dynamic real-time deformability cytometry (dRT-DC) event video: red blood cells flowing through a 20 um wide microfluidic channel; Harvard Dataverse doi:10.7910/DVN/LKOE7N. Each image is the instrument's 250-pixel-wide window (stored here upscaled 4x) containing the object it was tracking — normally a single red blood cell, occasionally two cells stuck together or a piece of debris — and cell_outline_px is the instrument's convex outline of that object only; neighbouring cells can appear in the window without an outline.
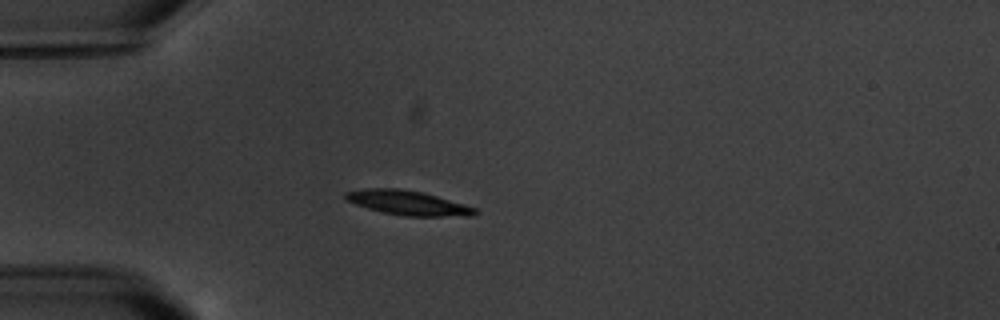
{"species": "common noctule bat (a hibernating species)", "species_latin": "Nyctalus noctula", "temperature_condition": "warm", "stored_images_in_passage": 1, "camera_frame_rate_fps": 3000, "um_per_image_px": 0.085, "animal": {"sex": "male", "body_mass_g": 20.1, "forearm_length_mm": 53.5}, "frame": {"image": 1, "passage_image": 1, "time_ms": 0.0, "image_size_px": [1000, 320], "cell_outline_px": [[480, 212], [476, 216], [404, 216], [384, 212], [368, 208], [344, 200], [344, 192], [364, 188], [396, 188], [420, 192], [436, 196], [464, 204], [476, 208]], "centroid_in_image_um": [34.67, 17.24], "position_along_channel_um": 50.3, "area_um2": 18.44}}